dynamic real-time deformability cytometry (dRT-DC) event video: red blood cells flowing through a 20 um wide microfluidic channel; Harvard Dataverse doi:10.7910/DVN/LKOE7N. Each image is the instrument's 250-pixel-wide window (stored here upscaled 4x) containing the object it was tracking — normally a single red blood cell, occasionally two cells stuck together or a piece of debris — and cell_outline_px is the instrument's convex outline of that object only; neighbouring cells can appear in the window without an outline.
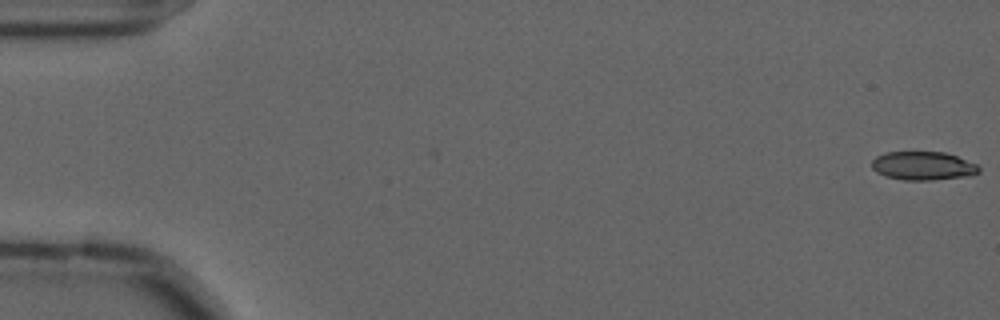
{"species": "common noctule bat (a hibernating species)", "species_latin": "Nyctalus noctula", "temperature_condition": "cold", "stored_images_in_passage": 17, "camera_frame_rate_fps": 3000, "um_per_image_px": 0.085, "animal": {"sex": "male", "forearm_length_mm": 52.5}, "frame": {"image": 1, "passage_image": 1, "time_ms": 0.0, "image_size_px": [1000, 320], "cell_outline_px": [[980, 172], [968, 176], [928, 180], [904, 180], [884, 176], [876, 172], [872, 168], [872, 160], [876, 156], [884, 152], [944, 152], [956, 156], [976, 164], [980, 168]], "centroid_in_image_um": [78.42, 14.09], "position_along_channel_um": 6.6, "area_um2": 17.8}}
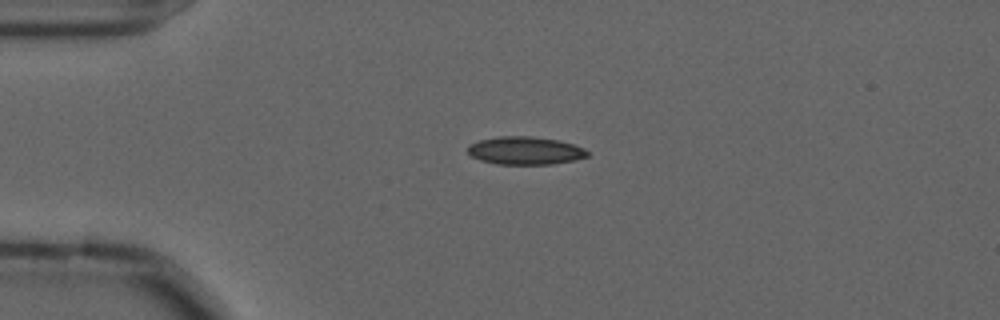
{"frame": {"image": 2, "passage_image": 14, "time_ms": 4.333, "image_size_px": [1000, 320], "cell_outline_px": [[588, 156], [572, 160], [552, 164], [496, 164], [480, 160], [472, 156], [468, 152], [468, 144], [480, 140], [500, 136], [528, 136], [556, 140], [572, 144], [584, 148], [588, 152]], "centroid_in_image_um": [44.6, 12.8], "position_along_channel_um": 40.4, "area_um2": 19.25}}